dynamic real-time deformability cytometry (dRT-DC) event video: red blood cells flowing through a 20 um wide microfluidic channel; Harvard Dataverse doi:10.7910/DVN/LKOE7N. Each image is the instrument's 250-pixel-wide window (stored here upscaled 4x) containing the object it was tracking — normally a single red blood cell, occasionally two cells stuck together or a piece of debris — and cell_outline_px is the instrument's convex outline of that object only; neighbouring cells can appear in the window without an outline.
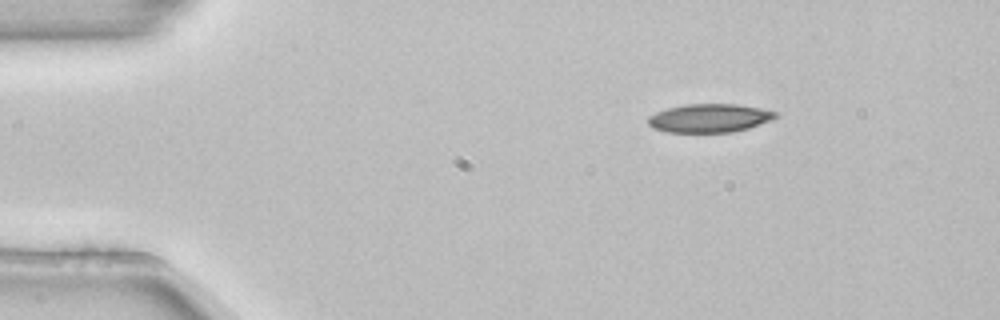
{"species": "common noctule bat (a hibernating species)", "species_latin": "Nyctalus noctula", "temperature_condition": "room temperature", "stored_images_in_passage": 3, "camera_frame_rate_fps": 3000, "um_per_image_px": 0.085, "animal": {"sex": "female", "body_mass_g": 22.7, "forearm_length_mm": 54.2}, "frame": {"image": 1, "passage_image": 1, "time_ms": 0.0, "image_size_px": [1000, 320], "cell_outline_px": [[780, 116], [772, 120], [748, 128], [732, 132], [668, 132], [652, 128], [648, 124], [648, 116], [656, 112], [668, 108], [684, 104], [736, 104], [760, 108], [776, 112]], "centroid_in_image_um": [60.3, 10.04], "position_along_channel_um": 24.7, "area_um2": 21.21}}